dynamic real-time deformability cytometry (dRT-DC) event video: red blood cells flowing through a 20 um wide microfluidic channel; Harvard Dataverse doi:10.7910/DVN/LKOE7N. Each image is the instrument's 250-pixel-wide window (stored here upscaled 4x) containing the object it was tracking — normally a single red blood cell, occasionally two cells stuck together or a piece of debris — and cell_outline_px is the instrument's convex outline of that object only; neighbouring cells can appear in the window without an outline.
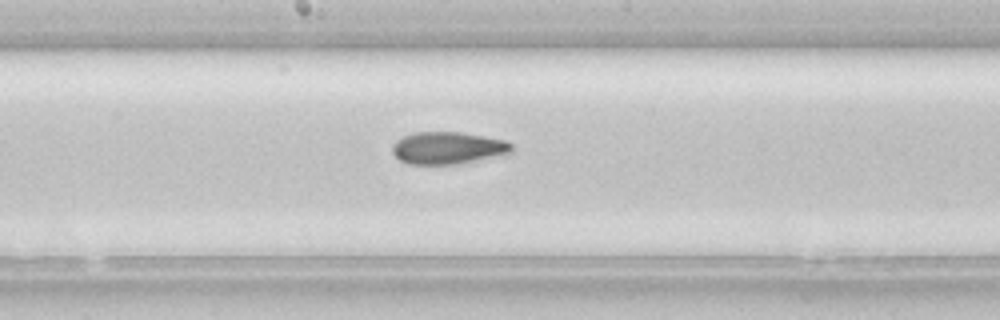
{"species": "common noctule bat (a hibernating species)", "species_latin": "Nyctalus noctula", "temperature_condition": "room temperature", "stored_images_in_passage": 43, "camera_frame_rate_fps": 3000, "um_per_image_px": 0.085, "animal": {"sex": "female", "body_mass_g": 22.7, "forearm_length_mm": 54.2}, "frame": {"image": 1, "passage_image": 25, "time_ms": 8.0, "image_size_px": [1000, 320], "cell_outline_px": [[512, 152], [508, 156], [460, 164], [408, 164], [400, 160], [392, 152], [392, 144], [396, 140], [412, 132], [460, 132], [484, 136], [504, 140], [512, 144]], "centroid_in_image_um": [38.13, 12.59], "position_along_channel_um": 210.1, "area_um2": 22.95}, "authors_computed_cell_mechanics": {"area_um2": 22.253, "velocity_mm_per_s": 4.1471, "shape_relaxation_time_tau1_ms": 6.4317, "shape_relaxation_time_tau2_ms": 2.9173, "deformation_change_tau1": 0.1837, "deformation_change_tau2": 0.103}}